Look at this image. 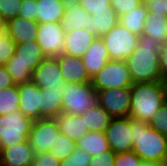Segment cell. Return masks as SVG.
I'll use <instances>...</instances> for the list:
<instances>
[{
    "label": "cell",
    "mask_w": 167,
    "mask_h": 166,
    "mask_svg": "<svg viewBox=\"0 0 167 166\" xmlns=\"http://www.w3.org/2000/svg\"><path fill=\"white\" fill-rule=\"evenodd\" d=\"M160 50V43L149 36H140L137 48L126 59L133 83L163 81L159 62Z\"/></svg>",
    "instance_id": "1"
},
{
    "label": "cell",
    "mask_w": 167,
    "mask_h": 166,
    "mask_svg": "<svg viewBox=\"0 0 167 166\" xmlns=\"http://www.w3.org/2000/svg\"><path fill=\"white\" fill-rule=\"evenodd\" d=\"M129 117L149 123L166 102L163 81L133 83Z\"/></svg>",
    "instance_id": "2"
},
{
    "label": "cell",
    "mask_w": 167,
    "mask_h": 166,
    "mask_svg": "<svg viewBox=\"0 0 167 166\" xmlns=\"http://www.w3.org/2000/svg\"><path fill=\"white\" fill-rule=\"evenodd\" d=\"M142 161L167 163V136L149 126L147 122L133 119V148Z\"/></svg>",
    "instance_id": "3"
},
{
    "label": "cell",
    "mask_w": 167,
    "mask_h": 166,
    "mask_svg": "<svg viewBox=\"0 0 167 166\" xmlns=\"http://www.w3.org/2000/svg\"><path fill=\"white\" fill-rule=\"evenodd\" d=\"M98 104L91 82L66 83L62 91V113L81 115Z\"/></svg>",
    "instance_id": "4"
},
{
    "label": "cell",
    "mask_w": 167,
    "mask_h": 166,
    "mask_svg": "<svg viewBox=\"0 0 167 166\" xmlns=\"http://www.w3.org/2000/svg\"><path fill=\"white\" fill-rule=\"evenodd\" d=\"M34 120L20 110L0 116V150L29 139Z\"/></svg>",
    "instance_id": "5"
},
{
    "label": "cell",
    "mask_w": 167,
    "mask_h": 166,
    "mask_svg": "<svg viewBox=\"0 0 167 166\" xmlns=\"http://www.w3.org/2000/svg\"><path fill=\"white\" fill-rule=\"evenodd\" d=\"M94 90L100 91L111 88H128L133 85L126 61L109 60L106 65L92 77Z\"/></svg>",
    "instance_id": "6"
},
{
    "label": "cell",
    "mask_w": 167,
    "mask_h": 166,
    "mask_svg": "<svg viewBox=\"0 0 167 166\" xmlns=\"http://www.w3.org/2000/svg\"><path fill=\"white\" fill-rule=\"evenodd\" d=\"M101 38L106 45L110 60L126 61L137 48L140 36L133 34L118 22Z\"/></svg>",
    "instance_id": "7"
},
{
    "label": "cell",
    "mask_w": 167,
    "mask_h": 166,
    "mask_svg": "<svg viewBox=\"0 0 167 166\" xmlns=\"http://www.w3.org/2000/svg\"><path fill=\"white\" fill-rule=\"evenodd\" d=\"M105 136L114 153L131 152L133 148V118H113Z\"/></svg>",
    "instance_id": "8"
},
{
    "label": "cell",
    "mask_w": 167,
    "mask_h": 166,
    "mask_svg": "<svg viewBox=\"0 0 167 166\" xmlns=\"http://www.w3.org/2000/svg\"><path fill=\"white\" fill-rule=\"evenodd\" d=\"M130 98V87L97 91L98 105L106 110L113 118L129 117Z\"/></svg>",
    "instance_id": "9"
},
{
    "label": "cell",
    "mask_w": 167,
    "mask_h": 166,
    "mask_svg": "<svg viewBox=\"0 0 167 166\" xmlns=\"http://www.w3.org/2000/svg\"><path fill=\"white\" fill-rule=\"evenodd\" d=\"M60 129L55 118H43L34 120L29 142L35 153L49 151L56 142Z\"/></svg>",
    "instance_id": "10"
},
{
    "label": "cell",
    "mask_w": 167,
    "mask_h": 166,
    "mask_svg": "<svg viewBox=\"0 0 167 166\" xmlns=\"http://www.w3.org/2000/svg\"><path fill=\"white\" fill-rule=\"evenodd\" d=\"M65 33L60 23H39L36 41L46 57H57L63 53Z\"/></svg>",
    "instance_id": "11"
},
{
    "label": "cell",
    "mask_w": 167,
    "mask_h": 166,
    "mask_svg": "<svg viewBox=\"0 0 167 166\" xmlns=\"http://www.w3.org/2000/svg\"><path fill=\"white\" fill-rule=\"evenodd\" d=\"M32 81L40 88L66 87L56 57H46L33 71Z\"/></svg>",
    "instance_id": "12"
},
{
    "label": "cell",
    "mask_w": 167,
    "mask_h": 166,
    "mask_svg": "<svg viewBox=\"0 0 167 166\" xmlns=\"http://www.w3.org/2000/svg\"><path fill=\"white\" fill-rule=\"evenodd\" d=\"M20 111L33 120L41 119V91L33 81L18 85Z\"/></svg>",
    "instance_id": "13"
},
{
    "label": "cell",
    "mask_w": 167,
    "mask_h": 166,
    "mask_svg": "<svg viewBox=\"0 0 167 166\" xmlns=\"http://www.w3.org/2000/svg\"><path fill=\"white\" fill-rule=\"evenodd\" d=\"M45 58L41 46L34 40L16 44L15 53L7 63H21L33 73Z\"/></svg>",
    "instance_id": "14"
},
{
    "label": "cell",
    "mask_w": 167,
    "mask_h": 166,
    "mask_svg": "<svg viewBox=\"0 0 167 166\" xmlns=\"http://www.w3.org/2000/svg\"><path fill=\"white\" fill-rule=\"evenodd\" d=\"M60 71L66 83L91 82L82 58L73 57L62 53L58 55Z\"/></svg>",
    "instance_id": "15"
},
{
    "label": "cell",
    "mask_w": 167,
    "mask_h": 166,
    "mask_svg": "<svg viewBox=\"0 0 167 166\" xmlns=\"http://www.w3.org/2000/svg\"><path fill=\"white\" fill-rule=\"evenodd\" d=\"M35 152L29 140L4 148L0 153V166H30Z\"/></svg>",
    "instance_id": "16"
},
{
    "label": "cell",
    "mask_w": 167,
    "mask_h": 166,
    "mask_svg": "<svg viewBox=\"0 0 167 166\" xmlns=\"http://www.w3.org/2000/svg\"><path fill=\"white\" fill-rule=\"evenodd\" d=\"M7 34L16 42V44L34 41L37 38L38 26L37 21H32L22 17H15L6 22Z\"/></svg>",
    "instance_id": "17"
},
{
    "label": "cell",
    "mask_w": 167,
    "mask_h": 166,
    "mask_svg": "<svg viewBox=\"0 0 167 166\" xmlns=\"http://www.w3.org/2000/svg\"><path fill=\"white\" fill-rule=\"evenodd\" d=\"M109 60L106 45L101 37L95 38L82 57L84 66L91 78L97 74Z\"/></svg>",
    "instance_id": "18"
},
{
    "label": "cell",
    "mask_w": 167,
    "mask_h": 166,
    "mask_svg": "<svg viewBox=\"0 0 167 166\" xmlns=\"http://www.w3.org/2000/svg\"><path fill=\"white\" fill-rule=\"evenodd\" d=\"M96 36L85 28L65 33L63 53L82 58Z\"/></svg>",
    "instance_id": "19"
},
{
    "label": "cell",
    "mask_w": 167,
    "mask_h": 166,
    "mask_svg": "<svg viewBox=\"0 0 167 166\" xmlns=\"http://www.w3.org/2000/svg\"><path fill=\"white\" fill-rule=\"evenodd\" d=\"M90 15L80 3L67 4L60 26L64 33L85 28L89 29Z\"/></svg>",
    "instance_id": "20"
},
{
    "label": "cell",
    "mask_w": 167,
    "mask_h": 166,
    "mask_svg": "<svg viewBox=\"0 0 167 166\" xmlns=\"http://www.w3.org/2000/svg\"><path fill=\"white\" fill-rule=\"evenodd\" d=\"M62 88H40L41 119L55 118L62 113Z\"/></svg>",
    "instance_id": "21"
},
{
    "label": "cell",
    "mask_w": 167,
    "mask_h": 166,
    "mask_svg": "<svg viewBox=\"0 0 167 166\" xmlns=\"http://www.w3.org/2000/svg\"><path fill=\"white\" fill-rule=\"evenodd\" d=\"M118 19L119 17L114 11V8L93 11V13L90 15L88 31L94 34L96 37H102L118 23Z\"/></svg>",
    "instance_id": "22"
},
{
    "label": "cell",
    "mask_w": 167,
    "mask_h": 166,
    "mask_svg": "<svg viewBox=\"0 0 167 166\" xmlns=\"http://www.w3.org/2000/svg\"><path fill=\"white\" fill-rule=\"evenodd\" d=\"M55 120L58 123L60 132L69 137L72 141L77 142L89 132L81 115L61 113L55 117Z\"/></svg>",
    "instance_id": "23"
},
{
    "label": "cell",
    "mask_w": 167,
    "mask_h": 166,
    "mask_svg": "<svg viewBox=\"0 0 167 166\" xmlns=\"http://www.w3.org/2000/svg\"><path fill=\"white\" fill-rule=\"evenodd\" d=\"M37 22L54 23L63 18L67 2L65 0H36Z\"/></svg>",
    "instance_id": "24"
},
{
    "label": "cell",
    "mask_w": 167,
    "mask_h": 166,
    "mask_svg": "<svg viewBox=\"0 0 167 166\" xmlns=\"http://www.w3.org/2000/svg\"><path fill=\"white\" fill-rule=\"evenodd\" d=\"M142 35L149 36L162 45L167 39V16L148 11Z\"/></svg>",
    "instance_id": "25"
},
{
    "label": "cell",
    "mask_w": 167,
    "mask_h": 166,
    "mask_svg": "<svg viewBox=\"0 0 167 166\" xmlns=\"http://www.w3.org/2000/svg\"><path fill=\"white\" fill-rule=\"evenodd\" d=\"M88 131L105 132L113 117L98 104L81 114Z\"/></svg>",
    "instance_id": "26"
},
{
    "label": "cell",
    "mask_w": 167,
    "mask_h": 166,
    "mask_svg": "<svg viewBox=\"0 0 167 166\" xmlns=\"http://www.w3.org/2000/svg\"><path fill=\"white\" fill-rule=\"evenodd\" d=\"M76 145L92 156L111 150L104 132L89 131L76 142Z\"/></svg>",
    "instance_id": "27"
},
{
    "label": "cell",
    "mask_w": 167,
    "mask_h": 166,
    "mask_svg": "<svg viewBox=\"0 0 167 166\" xmlns=\"http://www.w3.org/2000/svg\"><path fill=\"white\" fill-rule=\"evenodd\" d=\"M148 10L143 2L133 10L119 16L118 22L133 34L142 36Z\"/></svg>",
    "instance_id": "28"
},
{
    "label": "cell",
    "mask_w": 167,
    "mask_h": 166,
    "mask_svg": "<svg viewBox=\"0 0 167 166\" xmlns=\"http://www.w3.org/2000/svg\"><path fill=\"white\" fill-rule=\"evenodd\" d=\"M20 110L18 85L0 90V116Z\"/></svg>",
    "instance_id": "29"
},
{
    "label": "cell",
    "mask_w": 167,
    "mask_h": 166,
    "mask_svg": "<svg viewBox=\"0 0 167 166\" xmlns=\"http://www.w3.org/2000/svg\"><path fill=\"white\" fill-rule=\"evenodd\" d=\"M76 147L77 145L75 141H72L69 137L60 133L56 139V142H54L49 149V152L62 161L71 155Z\"/></svg>",
    "instance_id": "30"
},
{
    "label": "cell",
    "mask_w": 167,
    "mask_h": 166,
    "mask_svg": "<svg viewBox=\"0 0 167 166\" xmlns=\"http://www.w3.org/2000/svg\"><path fill=\"white\" fill-rule=\"evenodd\" d=\"M16 42L7 34L6 28L0 29V66H5L15 53Z\"/></svg>",
    "instance_id": "31"
},
{
    "label": "cell",
    "mask_w": 167,
    "mask_h": 166,
    "mask_svg": "<svg viewBox=\"0 0 167 166\" xmlns=\"http://www.w3.org/2000/svg\"><path fill=\"white\" fill-rule=\"evenodd\" d=\"M7 71L11 75L15 85H21L32 81V72L21 63H6Z\"/></svg>",
    "instance_id": "32"
},
{
    "label": "cell",
    "mask_w": 167,
    "mask_h": 166,
    "mask_svg": "<svg viewBox=\"0 0 167 166\" xmlns=\"http://www.w3.org/2000/svg\"><path fill=\"white\" fill-rule=\"evenodd\" d=\"M91 160V154L76 147L71 155L60 162V166H89Z\"/></svg>",
    "instance_id": "33"
},
{
    "label": "cell",
    "mask_w": 167,
    "mask_h": 166,
    "mask_svg": "<svg viewBox=\"0 0 167 166\" xmlns=\"http://www.w3.org/2000/svg\"><path fill=\"white\" fill-rule=\"evenodd\" d=\"M150 127L167 136V103L165 102L148 123Z\"/></svg>",
    "instance_id": "34"
},
{
    "label": "cell",
    "mask_w": 167,
    "mask_h": 166,
    "mask_svg": "<svg viewBox=\"0 0 167 166\" xmlns=\"http://www.w3.org/2000/svg\"><path fill=\"white\" fill-rule=\"evenodd\" d=\"M22 0H0V15L5 22L18 16Z\"/></svg>",
    "instance_id": "35"
},
{
    "label": "cell",
    "mask_w": 167,
    "mask_h": 166,
    "mask_svg": "<svg viewBox=\"0 0 167 166\" xmlns=\"http://www.w3.org/2000/svg\"><path fill=\"white\" fill-rule=\"evenodd\" d=\"M142 160L133 151L116 153L114 166H141Z\"/></svg>",
    "instance_id": "36"
},
{
    "label": "cell",
    "mask_w": 167,
    "mask_h": 166,
    "mask_svg": "<svg viewBox=\"0 0 167 166\" xmlns=\"http://www.w3.org/2000/svg\"><path fill=\"white\" fill-rule=\"evenodd\" d=\"M142 2L143 0H110L118 17L138 7Z\"/></svg>",
    "instance_id": "37"
},
{
    "label": "cell",
    "mask_w": 167,
    "mask_h": 166,
    "mask_svg": "<svg viewBox=\"0 0 167 166\" xmlns=\"http://www.w3.org/2000/svg\"><path fill=\"white\" fill-rule=\"evenodd\" d=\"M37 1L22 0L18 16L32 21H37Z\"/></svg>",
    "instance_id": "38"
},
{
    "label": "cell",
    "mask_w": 167,
    "mask_h": 166,
    "mask_svg": "<svg viewBox=\"0 0 167 166\" xmlns=\"http://www.w3.org/2000/svg\"><path fill=\"white\" fill-rule=\"evenodd\" d=\"M60 160L49 151L35 153L34 160L30 166H60Z\"/></svg>",
    "instance_id": "39"
},
{
    "label": "cell",
    "mask_w": 167,
    "mask_h": 166,
    "mask_svg": "<svg viewBox=\"0 0 167 166\" xmlns=\"http://www.w3.org/2000/svg\"><path fill=\"white\" fill-rule=\"evenodd\" d=\"M78 3H80L89 15H91L93 11L108 10V8H113L110 4V0H79Z\"/></svg>",
    "instance_id": "40"
},
{
    "label": "cell",
    "mask_w": 167,
    "mask_h": 166,
    "mask_svg": "<svg viewBox=\"0 0 167 166\" xmlns=\"http://www.w3.org/2000/svg\"><path fill=\"white\" fill-rule=\"evenodd\" d=\"M115 156L116 153H114L112 150L94 155L92 156L89 166H114Z\"/></svg>",
    "instance_id": "41"
},
{
    "label": "cell",
    "mask_w": 167,
    "mask_h": 166,
    "mask_svg": "<svg viewBox=\"0 0 167 166\" xmlns=\"http://www.w3.org/2000/svg\"><path fill=\"white\" fill-rule=\"evenodd\" d=\"M159 62H160V69L161 75L163 80L167 79V39L161 45V50L159 51Z\"/></svg>",
    "instance_id": "42"
},
{
    "label": "cell",
    "mask_w": 167,
    "mask_h": 166,
    "mask_svg": "<svg viewBox=\"0 0 167 166\" xmlns=\"http://www.w3.org/2000/svg\"><path fill=\"white\" fill-rule=\"evenodd\" d=\"M143 4L148 11L156 12V14H165L164 0H143Z\"/></svg>",
    "instance_id": "43"
},
{
    "label": "cell",
    "mask_w": 167,
    "mask_h": 166,
    "mask_svg": "<svg viewBox=\"0 0 167 166\" xmlns=\"http://www.w3.org/2000/svg\"><path fill=\"white\" fill-rule=\"evenodd\" d=\"M15 85L5 66H0V90Z\"/></svg>",
    "instance_id": "44"
},
{
    "label": "cell",
    "mask_w": 167,
    "mask_h": 166,
    "mask_svg": "<svg viewBox=\"0 0 167 166\" xmlns=\"http://www.w3.org/2000/svg\"><path fill=\"white\" fill-rule=\"evenodd\" d=\"M163 165L164 164L161 163L143 161L141 166H163Z\"/></svg>",
    "instance_id": "45"
},
{
    "label": "cell",
    "mask_w": 167,
    "mask_h": 166,
    "mask_svg": "<svg viewBox=\"0 0 167 166\" xmlns=\"http://www.w3.org/2000/svg\"><path fill=\"white\" fill-rule=\"evenodd\" d=\"M163 86H164V91H165V101L167 103V79L163 80Z\"/></svg>",
    "instance_id": "46"
},
{
    "label": "cell",
    "mask_w": 167,
    "mask_h": 166,
    "mask_svg": "<svg viewBox=\"0 0 167 166\" xmlns=\"http://www.w3.org/2000/svg\"><path fill=\"white\" fill-rule=\"evenodd\" d=\"M5 24H6V22L3 20L2 16L0 15V29L6 28Z\"/></svg>",
    "instance_id": "47"
},
{
    "label": "cell",
    "mask_w": 167,
    "mask_h": 166,
    "mask_svg": "<svg viewBox=\"0 0 167 166\" xmlns=\"http://www.w3.org/2000/svg\"><path fill=\"white\" fill-rule=\"evenodd\" d=\"M164 11L165 15L167 16V0H164Z\"/></svg>",
    "instance_id": "48"
},
{
    "label": "cell",
    "mask_w": 167,
    "mask_h": 166,
    "mask_svg": "<svg viewBox=\"0 0 167 166\" xmlns=\"http://www.w3.org/2000/svg\"><path fill=\"white\" fill-rule=\"evenodd\" d=\"M65 1L67 2V4L79 2V0H65Z\"/></svg>",
    "instance_id": "49"
}]
</instances>
